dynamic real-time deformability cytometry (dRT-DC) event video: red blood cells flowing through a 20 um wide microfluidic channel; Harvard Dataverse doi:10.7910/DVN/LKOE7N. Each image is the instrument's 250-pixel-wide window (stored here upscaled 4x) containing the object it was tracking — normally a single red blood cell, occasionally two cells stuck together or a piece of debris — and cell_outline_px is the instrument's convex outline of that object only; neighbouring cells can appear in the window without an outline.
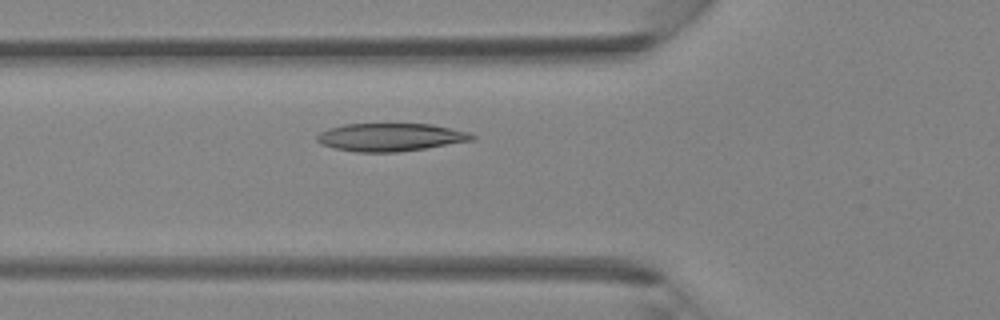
{"species": "Egyptian fruit bat (a non-hibernating species)", "species_latin": "Rousettus aegyptiacus", "temperature_condition": "room temperature", "stored_images_in_passage": 3, "camera_frame_rate_fps": 3000, "um_per_image_px": 0.085, "animal": {"sex": "female"}, "frame": {"image": 1, "passage_image": 3, "time_ms": 0.667, "image_size_px": [1000, 320], "cell_outline_px": [[476, 136], [472, 140], [424, 148], [396, 152], [356, 152], [336, 148], [320, 144], [316, 140], [316, 136], [320, 132], [328, 128], [344, 124], [432, 124], [468, 132]], "centroid_in_image_um": [33.14, 11.65], "position_along_channel_um": 92.7, "area_um2": 25.03}}